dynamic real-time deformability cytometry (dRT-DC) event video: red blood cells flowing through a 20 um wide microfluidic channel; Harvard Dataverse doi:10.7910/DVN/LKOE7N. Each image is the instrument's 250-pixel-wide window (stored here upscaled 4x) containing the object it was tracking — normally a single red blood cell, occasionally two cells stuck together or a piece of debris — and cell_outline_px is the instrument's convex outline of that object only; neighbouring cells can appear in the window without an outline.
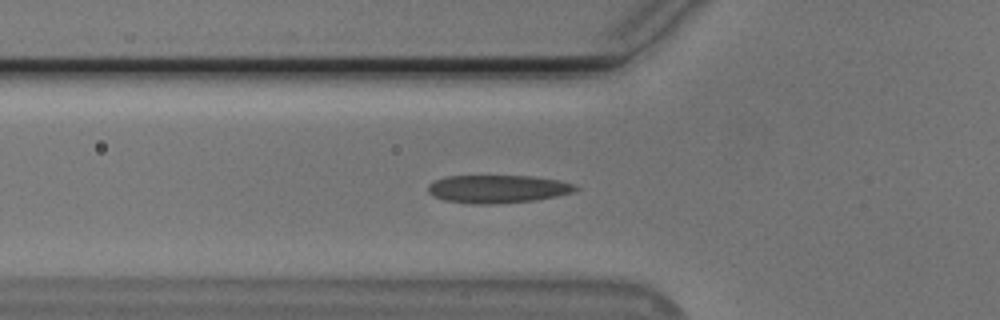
{"species": "Egyptian fruit bat (a non-hibernating species)", "species_latin": "Rousettus aegyptiacus", "temperature_condition": "cold", "stored_images_in_passage": 38, "camera_frame_rate_fps": 3000, "um_per_image_px": 0.085, "animal": {"sex": "male"}, "frame": {"image": 1, "passage_image": 2, "time_ms": 0.333, "image_size_px": [1000, 320], "cell_outline_px": [[580, 188], [572, 192], [556, 196], [536, 200], [492, 204], [472, 204], [444, 200], [432, 196], [428, 192], [428, 184], [444, 176], [532, 176], [560, 180], [576, 184]], "centroid_in_image_um": [42.3, 16.06], "position_along_channel_um": 83.5, "area_um2": 24.22}}
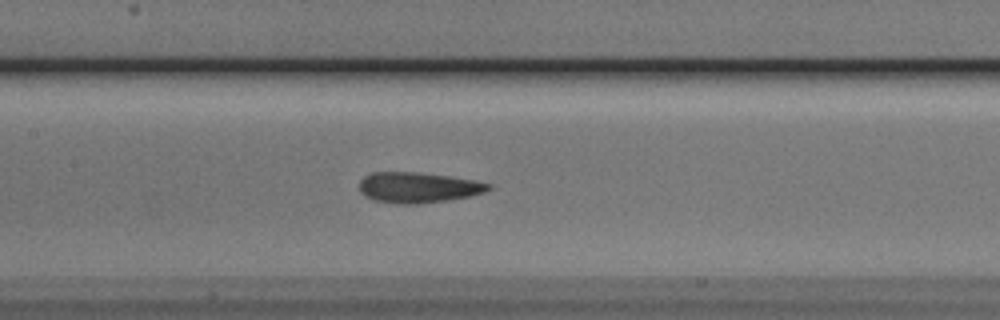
{"frame": {"image": 2, "passage_image": 9, "time_ms": 2.667, "image_size_px": [1000, 320], "cell_outline_px": [[492, 188], [484, 192], [472, 196], [448, 200], [420, 204], [396, 204], [376, 200], [364, 196], [360, 192], [360, 180], [364, 176], [372, 172], [416, 172], [448, 176], [476, 180], [492, 184]], "centroid_in_image_um": [35.56, 15.94], "position_along_channel_um": 171.8, "area_um2": 23.18}}
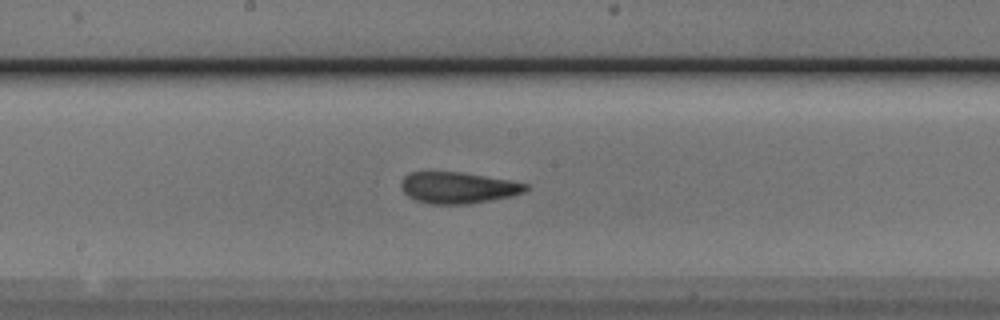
{"frame": {"image": 3, "passage_image": 12, "time_ms": 3.667, "image_size_px": [1000, 320], "cell_outline_px": [[532, 188], [524, 192], [512, 196], [468, 204], [432, 204], [416, 200], [408, 196], [400, 188], [400, 180], [404, 176], [412, 172], [460, 172], [508, 180], [528, 184]], "centroid_in_image_um": [38.93, 15.96], "position_along_channel_um": 209.3, "area_um2": 22.77}}